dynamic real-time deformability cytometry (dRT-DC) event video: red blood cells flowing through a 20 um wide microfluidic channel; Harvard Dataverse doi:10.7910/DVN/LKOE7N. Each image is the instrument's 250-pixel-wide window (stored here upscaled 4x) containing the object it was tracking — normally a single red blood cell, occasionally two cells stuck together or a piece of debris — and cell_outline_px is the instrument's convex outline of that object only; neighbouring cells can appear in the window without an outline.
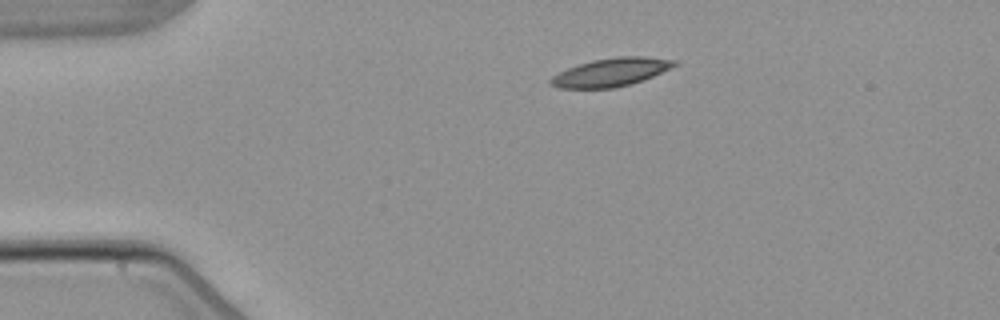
{"species": "common noctule bat (a hibernating species)", "species_latin": "Nyctalus noctula", "temperature_condition": "warm", "stored_images_in_passage": 4, "camera_frame_rate_fps": 3000, "um_per_image_px": 0.085, "animal": {"sex": "male", "body_mass_g": 21.5, "forearm_length_mm": 52.0}, "frame": {"image": 1, "passage_image": 1, "time_ms": 0.0, "image_size_px": [1000, 320], "cell_outline_px": [[680, 64], [652, 76], [628, 84], [612, 88], [560, 88], [548, 84], [548, 80], [552, 76], [568, 68], [592, 60], [616, 56], [644, 56], [680, 60]], "centroid_in_image_um": [51.95, 6.12], "position_along_channel_um": 33.0, "area_um2": 20.35}}
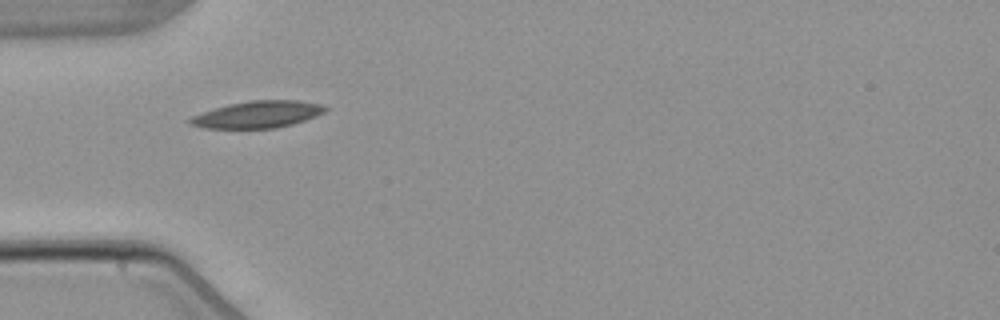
{"frame": {"image": 2, "passage_image": 2, "time_ms": 2.0, "image_size_px": [1000, 320], "cell_outline_px": [[328, 108], [324, 112], [316, 116], [292, 124], [276, 128], [204, 128], [192, 124], [184, 120], [192, 116], [228, 104], [248, 100], [296, 100], [320, 104]], "centroid_in_image_um": [21.89, 9.72], "position_along_channel_um": 63.1, "area_um2": 21.04}}
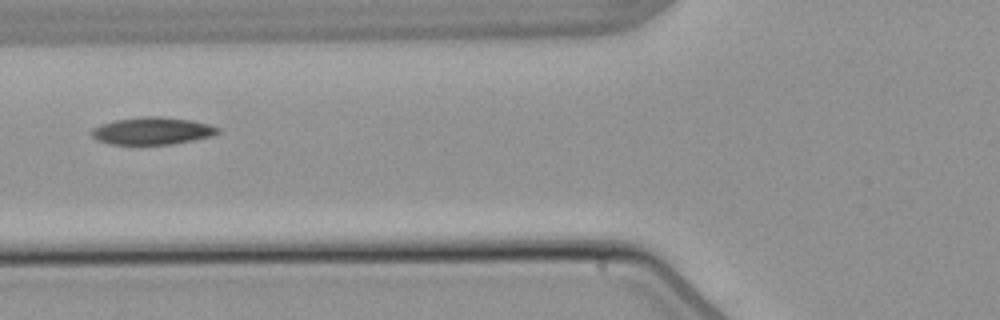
{"frame": {"image": 3, "passage_image": 3, "time_ms": 3.333, "image_size_px": [1000, 320], "cell_outline_px": [[220, 132], [212, 136], [172, 144], [108, 144], [96, 140], [92, 136], [92, 128], [100, 124], [116, 120], [140, 116], [160, 116], [192, 120], [208, 124], [220, 128]], "centroid_in_image_um": [12.93, 11.12], "position_along_channel_um": 112.9, "area_um2": 20.17}}